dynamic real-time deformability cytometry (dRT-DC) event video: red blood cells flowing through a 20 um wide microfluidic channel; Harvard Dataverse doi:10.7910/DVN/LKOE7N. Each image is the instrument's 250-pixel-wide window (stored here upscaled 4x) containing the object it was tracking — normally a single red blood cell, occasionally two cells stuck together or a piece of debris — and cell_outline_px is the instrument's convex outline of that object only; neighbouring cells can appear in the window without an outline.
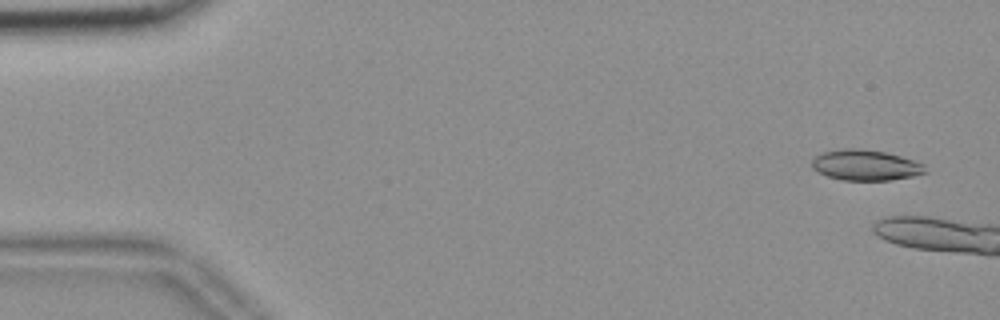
{"species": "common noctule bat (a hibernating species)", "species_latin": "Nyctalus noctula", "temperature_condition": "room temperature", "stored_images_in_passage": 13, "camera_frame_rate_fps": 3000, "um_per_image_px": 0.085, "animal": {"sex": "female", "body_mass_g": 18.4}, "frame": {"image": 1, "passage_image": 3, "time_ms": 0.667, "image_size_px": [1000, 320], "cell_outline_px": [[924, 172], [912, 176], [892, 180], [844, 180], [828, 176], [812, 168], [812, 160], [816, 156], [824, 152], [840, 148], [860, 148], [884, 152], [900, 156], [924, 164]], "centroid_in_image_um": [73.54, 14.03], "position_along_channel_um": 11.5, "area_um2": 19.94}}